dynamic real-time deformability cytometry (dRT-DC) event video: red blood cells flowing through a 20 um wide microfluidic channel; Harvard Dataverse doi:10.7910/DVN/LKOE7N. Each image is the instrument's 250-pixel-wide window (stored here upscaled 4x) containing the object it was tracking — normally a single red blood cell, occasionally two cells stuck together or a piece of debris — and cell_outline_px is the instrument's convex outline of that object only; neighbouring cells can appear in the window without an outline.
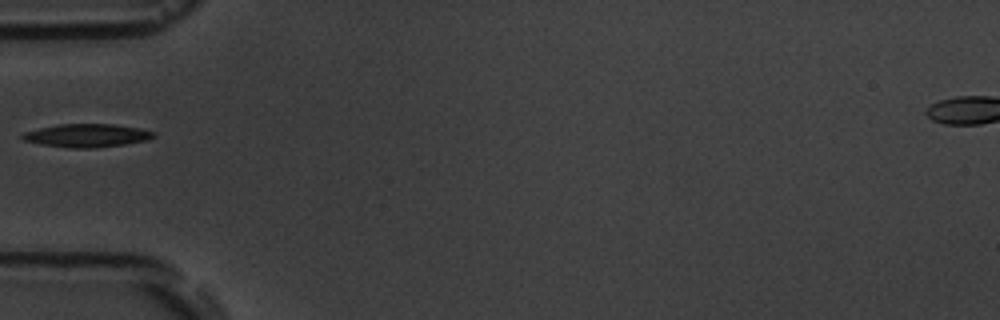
{"species": "common noctule bat (a hibernating species)", "species_latin": "Nyctalus noctula", "temperature_condition": "room temperature", "stored_images_in_passage": 5, "camera_frame_rate_fps": 3000, "um_per_image_px": 0.085, "animal": {"sex": "male", "body_mass_g": 19.5, "forearm_length_mm": 54.6}, "frame": {"image": 1, "passage_image": 5, "time_ms": 4.667, "image_size_px": [1000, 320], "cell_outline_px": [[156, 136], [148, 140], [124, 144], [96, 148], [72, 148], [40, 144], [24, 140], [20, 136], [24, 132], [40, 128], [60, 124], [112, 124], [140, 128], [156, 132]], "centroid_in_image_um": [7.42, 11.52], "position_along_channel_um": 77.6, "area_um2": 17.74}}